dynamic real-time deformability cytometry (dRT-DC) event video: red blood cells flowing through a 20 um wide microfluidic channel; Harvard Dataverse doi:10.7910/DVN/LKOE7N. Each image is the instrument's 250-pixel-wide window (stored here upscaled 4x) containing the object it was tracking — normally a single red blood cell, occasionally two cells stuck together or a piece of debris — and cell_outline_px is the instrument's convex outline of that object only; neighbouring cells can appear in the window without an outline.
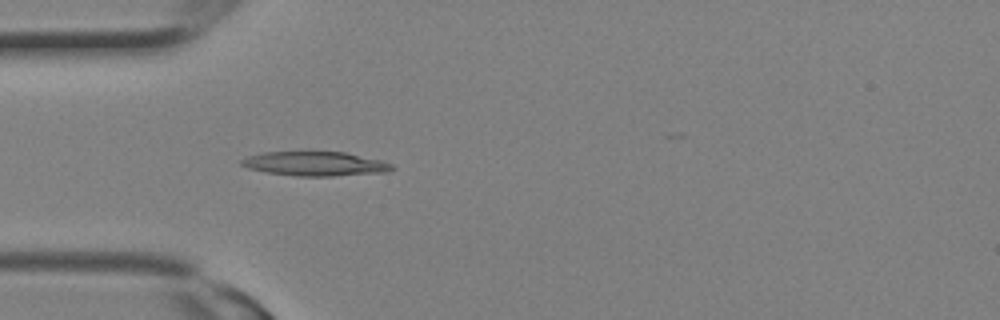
{"species": "Egyptian fruit bat (a non-hibernating species)", "species_latin": "Rousettus aegyptiacus", "temperature_condition": "room temperature", "stored_images_in_passage": 2, "camera_frame_rate_fps": 3000, "um_per_image_px": 0.085, "animal": {"sex": "female"}, "frame": {"image": 1, "passage_image": 2, "time_ms": 0.333, "image_size_px": [1000, 320], "cell_outline_px": [[396, 168], [388, 172], [332, 176], [296, 176], [268, 172], [248, 168], [240, 164], [240, 160], [248, 156], [264, 152], [304, 148], [344, 152], [380, 160], [392, 164]], "centroid_in_image_um": [26.75, 13.86], "position_along_channel_um": 58.2, "area_um2": 22.31}}